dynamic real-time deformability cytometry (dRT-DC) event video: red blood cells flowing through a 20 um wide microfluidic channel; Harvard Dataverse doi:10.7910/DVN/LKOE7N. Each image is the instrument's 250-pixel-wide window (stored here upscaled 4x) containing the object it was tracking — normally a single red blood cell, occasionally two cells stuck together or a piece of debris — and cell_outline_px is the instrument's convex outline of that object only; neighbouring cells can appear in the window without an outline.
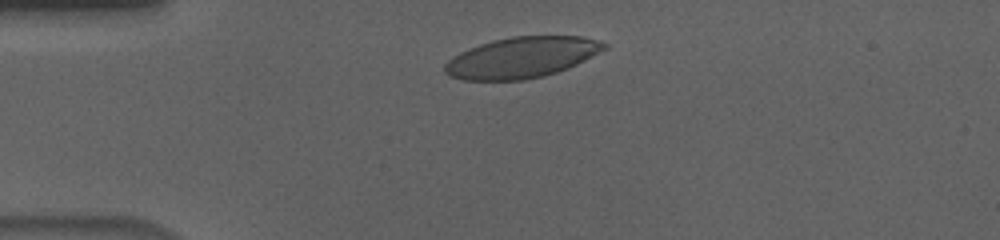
{"species": "human", "species_latin": "Homo sapiens", "temperature_condition": "cold", "stored_images_in_passage": 39, "camera_frame_rate_fps": 3000, "um_per_image_px": 0.085, "donor": {"sex": "male"}, "frame": {"image": 1, "passage_image": 5, "time_ms": 1.333, "image_size_px": [1000, 240], "cell_outline_px": [[608, 48], [568, 68], [544, 76], [524, 80], [464, 80], [448, 76], [444, 72], [444, 64], [452, 56], [460, 52], [480, 44], [492, 40], [512, 36], [584, 36], [608, 44]], "centroid_in_image_um": [44.33, 4.89], "position_along_channel_um": 40.7, "area_um2": 38.03}}
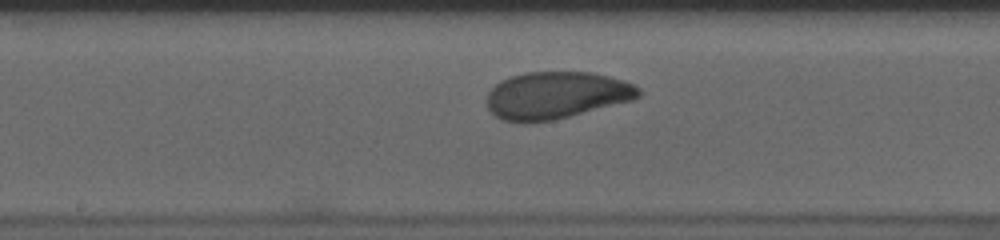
{"frame": {"image": 2, "passage_image": 21, "time_ms": 6.667, "image_size_px": [1000, 240], "cell_outline_px": [[644, 92], [640, 96], [632, 100], [552, 120], [528, 124], [504, 120], [496, 116], [488, 108], [488, 92], [500, 80], [508, 76], [524, 72], [592, 72], [624, 80], [640, 88]], "centroid_in_image_um": [47.27, 8.09], "position_along_channel_um": 200.9, "area_um2": 41.79}}
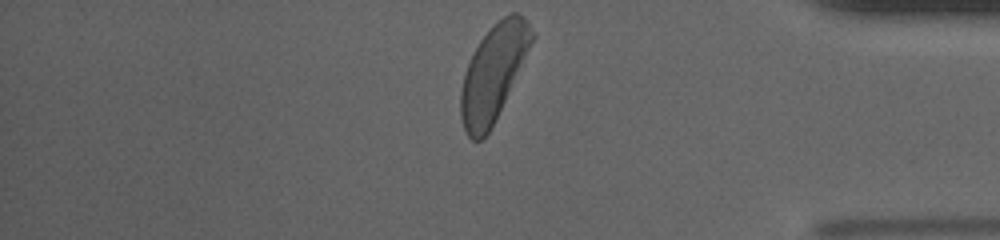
{"frame": {"image": 3, "passage_image": 39, "time_ms": 12.667, "image_size_px": [1000, 240], "cell_outline_px": [[536, 36], [488, 132], [480, 140], [472, 140], [468, 136], [464, 128], [460, 116], [460, 92], [464, 72], [480, 40], [504, 16], [512, 12], [516, 12], [536, 32]], "centroid_in_image_um": [41.92, 6.2], "position_along_channel_um": 393.3, "area_um2": 38.38}, "authors_computed_cell_mechanics": {"area_um2": 41.0958, "velocity_mm_per_s": 3.6112, "shape_relaxation_time_tau1_ms": 3.5096, "shape_relaxation_time_tau2_ms": 1.2726, "deformation_change_tau1": 0.153, "deformation_change_tau2": 0.0618}}